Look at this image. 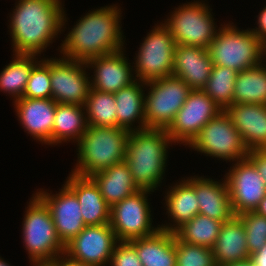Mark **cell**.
Listing matches in <instances>:
<instances>
[{
    "label": "cell",
    "mask_w": 266,
    "mask_h": 266,
    "mask_svg": "<svg viewBox=\"0 0 266 266\" xmlns=\"http://www.w3.org/2000/svg\"><path fill=\"white\" fill-rule=\"evenodd\" d=\"M84 107L89 126H117L114 93L90 89Z\"/></svg>",
    "instance_id": "obj_32"
},
{
    "label": "cell",
    "mask_w": 266,
    "mask_h": 266,
    "mask_svg": "<svg viewBox=\"0 0 266 266\" xmlns=\"http://www.w3.org/2000/svg\"><path fill=\"white\" fill-rule=\"evenodd\" d=\"M237 26L232 21L224 23L211 41L208 52L213 65L241 72L263 62L264 43L250 28Z\"/></svg>",
    "instance_id": "obj_5"
},
{
    "label": "cell",
    "mask_w": 266,
    "mask_h": 266,
    "mask_svg": "<svg viewBox=\"0 0 266 266\" xmlns=\"http://www.w3.org/2000/svg\"><path fill=\"white\" fill-rule=\"evenodd\" d=\"M263 61L266 64V44H264V57H263Z\"/></svg>",
    "instance_id": "obj_46"
},
{
    "label": "cell",
    "mask_w": 266,
    "mask_h": 266,
    "mask_svg": "<svg viewBox=\"0 0 266 266\" xmlns=\"http://www.w3.org/2000/svg\"><path fill=\"white\" fill-rule=\"evenodd\" d=\"M84 106L57 103L53 122L52 147L63 143L77 144L87 131Z\"/></svg>",
    "instance_id": "obj_28"
},
{
    "label": "cell",
    "mask_w": 266,
    "mask_h": 266,
    "mask_svg": "<svg viewBox=\"0 0 266 266\" xmlns=\"http://www.w3.org/2000/svg\"><path fill=\"white\" fill-rule=\"evenodd\" d=\"M237 73L231 68L213 65L208 82L202 88L222 110L233 104Z\"/></svg>",
    "instance_id": "obj_33"
},
{
    "label": "cell",
    "mask_w": 266,
    "mask_h": 266,
    "mask_svg": "<svg viewBox=\"0 0 266 266\" xmlns=\"http://www.w3.org/2000/svg\"><path fill=\"white\" fill-rule=\"evenodd\" d=\"M129 242L135 247L142 266H176L174 233L160 228L152 235Z\"/></svg>",
    "instance_id": "obj_26"
},
{
    "label": "cell",
    "mask_w": 266,
    "mask_h": 266,
    "mask_svg": "<svg viewBox=\"0 0 266 266\" xmlns=\"http://www.w3.org/2000/svg\"><path fill=\"white\" fill-rule=\"evenodd\" d=\"M222 109L202 90H192L166 129L175 145L187 147L207 122Z\"/></svg>",
    "instance_id": "obj_13"
},
{
    "label": "cell",
    "mask_w": 266,
    "mask_h": 266,
    "mask_svg": "<svg viewBox=\"0 0 266 266\" xmlns=\"http://www.w3.org/2000/svg\"><path fill=\"white\" fill-rule=\"evenodd\" d=\"M130 131L117 126H89L76 144L77 160L71 172L85 177L125 161Z\"/></svg>",
    "instance_id": "obj_4"
},
{
    "label": "cell",
    "mask_w": 266,
    "mask_h": 266,
    "mask_svg": "<svg viewBox=\"0 0 266 266\" xmlns=\"http://www.w3.org/2000/svg\"><path fill=\"white\" fill-rule=\"evenodd\" d=\"M25 206L22 239L29 262L54 260L65 253L46 203L34 192Z\"/></svg>",
    "instance_id": "obj_6"
},
{
    "label": "cell",
    "mask_w": 266,
    "mask_h": 266,
    "mask_svg": "<svg viewBox=\"0 0 266 266\" xmlns=\"http://www.w3.org/2000/svg\"><path fill=\"white\" fill-rule=\"evenodd\" d=\"M222 223V221L212 219L206 215L197 214L173 233L180 241L212 248L217 240Z\"/></svg>",
    "instance_id": "obj_31"
},
{
    "label": "cell",
    "mask_w": 266,
    "mask_h": 266,
    "mask_svg": "<svg viewBox=\"0 0 266 266\" xmlns=\"http://www.w3.org/2000/svg\"><path fill=\"white\" fill-rule=\"evenodd\" d=\"M266 105V64L238 72L235 79L233 104Z\"/></svg>",
    "instance_id": "obj_30"
},
{
    "label": "cell",
    "mask_w": 266,
    "mask_h": 266,
    "mask_svg": "<svg viewBox=\"0 0 266 266\" xmlns=\"http://www.w3.org/2000/svg\"><path fill=\"white\" fill-rule=\"evenodd\" d=\"M90 177L98 185L102 197L110 207L140 190L134 183L125 161L96 172Z\"/></svg>",
    "instance_id": "obj_27"
},
{
    "label": "cell",
    "mask_w": 266,
    "mask_h": 266,
    "mask_svg": "<svg viewBox=\"0 0 266 266\" xmlns=\"http://www.w3.org/2000/svg\"><path fill=\"white\" fill-rule=\"evenodd\" d=\"M172 144L175 145L164 129L130 131L125 162L140 190L159 191L166 179L168 153Z\"/></svg>",
    "instance_id": "obj_3"
},
{
    "label": "cell",
    "mask_w": 266,
    "mask_h": 266,
    "mask_svg": "<svg viewBox=\"0 0 266 266\" xmlns=\"http://www.w3.org/2000/svg\"><path fill=\"white\" fill-rule=\"evenodd\" d=\"M0 266H12V265L9 264V261L6 262V260H4V258L0 256Z\"/></svg>",
    "instance_id": "obj_45"
},
{
    "label": "cell",
    "mask_w": 266,
    "mask_h": 266,
    "mask_svg": "<svg viewBox=\"0 0 266 266\" xmlns=\"http://www.w3.org/2000/svg\"><path fill=\"white\" fill-rule=\"evenodd\" d=\"M188 147L201 155L230 164L246 159L249 152L225 110L207 122Z\"/></svg>",
    "instance_id": "obj_9"
},
{
    "label": "cell",
    "mask_w": 266,
    "mask_h": 266,
    "mask_svg": "<svg viewBox=\"0 0 266 266\" xmlns=\"http://www.w3.org/2000/svg\"><path fill=\"white\" fill-rule=\"evenodd\" d=\"M262 9V10H261ZM260 9V12L256 16L257 23L255 28H250L256 36L266 44V6L264 5L263 8Z\"/></svg>",
    "instance_id": "obj_39"
},
{
    "label": "cell",
    "mask_w": 266,
    "mask_h": 266,
    "mask_svg": "<svg viewBox=\"0 0 266 266\" xmlns=\"http://www.w3.org/2000/svg\"><path fill=\"white\" fill-rule=\"evenodd\" d=\"M12 61L0 71V92L15 101L24 95V90L33 66L40 60L34 54H15Z\"/></svg>",
    "instance_id": "obj_29"
},
{
    "label": "cell",
    "mask_w": 266,
    "mask_h": 266,
    "mask_svg": "<svg viewBox=\"0 0 266 266\" xmlns=\"http://www.w3.org/2000/svg\"><path fill=\"white\" fill-rule=\"evenodd\" d=\"M245 225L249 253L260 250L266 244V217L255 211L237 215Z\"/></svg>",
    "instance_id": "obj_36"
},
{
    "label": "cell",
    "mask_w": 266,
    "mask_h": 266,
    "mask_svg": "<svg viewBox=\"0 0 266 266\" xmlns=\"http://www.w3.org/2000/svg\"><path fill=\"white\" fill-rule=\"evenodd\" d=\"M152 193L153 191L149 190H139L110 207L109 224L118 241H131L149 236L160 229L159 225H154L151 213L148 196Z\"/></svg>",
    "instance_id": "obj_11"
},
{
    "label": "cell",
    "mask_w": 266,
    "mask_h": 266,
    "mask_svg": "<svg viewBox=\"0 0 266 266\" xmlns=\"http://www.w3.org/2000/svg\"><path fill=\"white\" fill-rule=\"evenodd\" d=\"M125 53L126 47L86 62L88 70L93 71L90 76L91 89L115 93L136 81L133 62H129Z\"/></svg>",
    "instance_id": "obj_17"
},
{
    "label": "cell",
    "mask_w": 266,
    "mask_h": 266,
    "mask_svg": "<svg viewBox=\"0 0 266 266\" xmlns=\"http://www.w3.org/2000/svg\"><path fill=\"white\" fill-rule=\"evenodd\" d=\"M49 69L52 99L56 103L84 106L91 89L86 63L50 56Z\"/></svg>",
    "instance_id": "obj_12"
},
{
    "label": "cell",
    "mask_w": 266,
    "mask_h": 266,
    "mask_svg": "<svg viewBox=\"0 0 266 266\" xmlns=\"http://www.w3.org/2000/svg\"><path fill=\"white\" fill-rule=\"evenodd\" d=\"M224 266H254L251 261L248 259L246 261H242V262H237V263H232V264H227Z\"/></svg>",
    "instance_id": "obj_44"
},
{
    "label": "cell",
    "mask_w": 266,
    "mask_h": 266,
    "mask_svg": "<svg viewBox=\"0 0 266 266\" xmlns=\"http://www.w3.org/2000/svg\"><path fill=\"white\" fill-rule=\"evenodd\" d=\"M225 112L249 151L266 149V105L232 104Z\"/></svg>",
    "instance_id": "obj_20"
},
{
    "label": "cell",
    "mask_w": 266,
    "mask_h": 266,
    "mask_svg": "<svg viewBox=\"0 0 266 266\" xmlns=\"http://www.w3.org/2000/svg\"><path fill=\"white\" fill-rule=\"evenodd\" d=\"M207 0L182 3L170 11L163 24L170 30L176 45L197 46L208 49L219 27Z\"/></svg>",
    "instance_id": "obj_7"
},
{
    "label": "cell",
    "mask_w": 266,
    "mask_h": 266,
    "mask_svg": "<svg viewBox=\"0 0 266 266\" xmlns=\"http://www.w3.org/2000/svg\"><path fill=\"white\" fill-rule=\"evenodd\" d=\"M154 25L133 58L135 78L145 83L172 75L174 65L173 36L163 22Z\"/></svg>",
    "instance_id": "obj_8"
},
{
    "label": "cell",
    "mask_w": 266,
    "mask_h": 266,
    "mask_svg": "<svg viewBox=\"0 0 266 266\" xmlns=\"http://www.w3.org/2000/svg\"><path fill=\"white\" fill-rule=\"evenodd\" d=\"M49 58L45 56L33 66L23 97L31 99L52 98Z\"/></svg>",
    "instance_id": "obj_34"
},
{
    "label": "cell",
    "mask_w": 266,
    "mask_h": 266,
    "mask_svg": "<svg viewBox=\"0 0 266 266\" xmlns=\"http://www.w3.org/2000/svg\"><path fill=\"white\" fill-rule=\"evenodd\" d=\"M35 193L49 207L57 235L66 246L86 226L75 193L65 183L55 193L45 188H39Z\"/></svg>",
    "instance_id": "obj_16"
},
{
    "label": "cell",
    "mask_w": 266,
    "mask_h": 266,
    "mask_svg": "<svg viewBox=\"0 0 266 266\" xmlns=\"http://www.w3.org/2000/svg\"><path fill=\"white\" fill-rule=\"evenodd\" d=\"M212 253L216 266L242 262L250 258L245 225L238 216L222 223Z\"/></svg>",
    "instance_id": "obj_24"
},
{
    "label": "cell",
    "mask_w": 266,
    "mask_h": 266,
    "mask_svg": "<svg viewBox=\"0 0 266 266\" xmlns=\"http://www.w3.org/2000/svg\"><path fill=\"white\" fill-rule=\"evenodd\" d=\"M145 90L146 128L164 130L192 91L186 82L174 75L147 82Z\"/></svg>",
    "instance_id": "obj_10"
},
{
    "label": "cell",
    "mask_w": 266,
    "mask_h": 266,
    "mask_svg": "<svg viewBox=\"0 0 266 266\" xmlns=\"http://www.w3.org/2000/svg\"><path fill=\"white\" fill-rule=\"evenodd\" d=\"M64 183L75 193L86 226L110 223V206L91 177L70 172Z\"/></svg>",
    "instance_id": "obj_23"
},
{
    "label": "cell",
    "mask_w": 266,
    "mask_h": 266,
    "mask_svg": "<svg viewBox=\"0 0 266 266\" xmlns=\"http://www.w3.org/2000/svg\"><path fill=\"white\" fill-rule=\"evenodd\" d=\"M259 215L265 216L266 217V195L264 198L261 200L258 208L255 210Z\"/></svg>",
    "instance_id": "obj_43"
},
{
    "label": "cell",
    "mask_w": 266,
    "mask_h": 266,
    "mask_svg": "<svg viewBox=\"0 0 266 266\" xmlns=\"http://www.w3.org/2000/svg\"><path fill=\"white\" fill-rule=\"evenodd\" d=\"M231 206L235 216L255 211L266 195L263 178L246 158L232 163L225 171Z\"/></svg>",
    "instance_id": "obj_14"
},
{
    "label": "cell",
    "mask_w": 266,
    "mask_h": 266,
    "mask_svg": "<svg viewBox=\"0 0 266 266\" xmlns=\"http://www.w3.org/2000/svg\"><path fill=\"white\" fill-rule=\"evenodd\" d=\"M176 266H216L212 248L189 244L175 237Z\"/></svg>",
    "instance_id": "obj_35"
},
{
    "label": "cell",
    "mask_w": 266,
    "mask_h": 266,
    "mask_svg": "<svg viewBox=\"0 0 266 266\" xmlns=\"http://www.w3.org/2000/svg\"><path fill=\"white\" fill-rule=\"evenodd\" d=\"M119 5L111 4L91 9L68 27L58 46L59 56L79 62L114 53L124 49L125 35L122 30V12Z\"/></svg>",
    "instance_id": "obj_2"
},
{
    "label": "cell",
    "mask_w": 266,
    "mask_h": 266,
    "mask_svg": "<svg viewBox=\"0 0 266 266\" xmlns=\"http://www.w3.org/2000/svg\"><path fill=\"white\" fill-rule=\"evenodd\" d=\"M64 2L16 0L8 20L12 52L41 57V53L46 52L47 47L67 29L68 16Z\"/></svg>",
    "instance_id": "obj_1"
},
{
    "label": "cell",
    "mask_w": 266,
    "mask_h": 266,
    "mask_svg": "<svg viewBox=\"0 0 266 266\" xmlns=\"http://www.w3.org/2000/svg\"><path fill=\"white\" fill-rule=\"evenodd\" d=\"M31 266H58V261L54 260H42V261H30Z\"/></svg>",
    "instance_id": "obj_42"
},
{
    "label": "cell",
    "mask_w": 266,
    "mask_h": 266,
    "mask_svg": "<svg viewBox=\"0 0 266 266\" xmlns=\"http://www.w3.org/2000/svg\"><path fill=\"white\" fill-rule=\"evenodd\" d=\"M109 266H142L135 247L129 241H118Z\"/></svg>",
    "instance_id": "obj_37"
},
{
    "label": "cell",
    "mask_w": 266,
    "mask_h": 266,
    "mask_svg": "<svg viewBox=\"0 0 266 266\" xmlns=\"http://www.w3.org/2000/svg\"><path fill=\"white\" fill-rule=\"evenodd\" d=\"M212 68L213 61L208 49L176 45L172 75L182 79L192 90L202 89L206 85Z\"/></svg>",
    "instance_id": "obj_21"
},
{
    "label": "cell",
    "mask_w": 266,
    "mask_h": 266,
    "mask_svg": "<svg viewBox=\"0 0 266 266\" xmlns=\"http://www.w3.org/2000/svg\"><path fill=\"white\" fill-rule=\"evenodd\" d=\"M15 115L27 135L42 145L52 146L53 122L57 103L52 98L22 97L12 101Z\"/></svg>",
    "instance_id": "obj_18"
},
{
    "label": "cell",
    "mask_w": 266,
    "mask_h": 266,
    "mask_svg": "<svg viewBox=\"0 0 266 266\" xmlns=\"http://www.w3.org/2000/svg\"><path fill=\"white\" fill-rule=\"evenodd\" d=\"M249 260L254 266H266V244L260 250L250 254Z\"/></svg>",
    "instance_id": "obj_40"
},
{
    "label": "cell",
    "mask_w": 266,
    "mask_h": 266,
    "mask_svg": "<svg viewBox=\"0 0 266 266\" xmlns=\"http://www.w3.org/2000/svg\"><path fill=\"white\" fill-rule=\"evenodd\" d=\"M117 242L110 224L85 226L65 246L64 254L90 266H109Z\"/></svg>",
    "instance_id": "obj_15"
},
{
    "label": "cell",
    "mask_w": 266,
    "mask_h": 266,
    "mask_svg": "<svg viewBox=\"0 0 266 266\" xmlns=\"http://www.w3.org/2000/svg\"><path fill=\"white\" fill-rule=\"evenodd\" d=\"M58 266H90L75 260L70 259L67 255L62 254L56 258Z\"/></svg>",
    "instance_id": "obj_41"
},
{
    "label": "cell",
    "mask_w": 266,
    "mask_h": 266,
    "mask_svg": "<svg viewBox=\"0 0 266 266\" xmlns=\"http://www.w3.org/2000/svg\"><path fill=\"white\" fill-rule=\"evenodd\" d=\"M246 158L255 166L266 186V149L250 150Z\"/></svg>",
    "instance_id": "obj_38"
},
{
    "label": "cell",
    "mask_w": 266,
    "mask_h": 266,
    "mask_svg": "<svg viewBox=\"0 0 266 266\" xmlns=\"http://www.w3.org/2000/svg\"><path fill=\"white\" fill-rule=\"evenodd\" d=\"M144 89H146V83L136 80L114 93L117 108L115 111L117 127L129 131L147 129L145 119L146 90Z\"/></svg>",
    "instance_id": "obj_25"
},
{
    "label": "cell",
    "mask_w": 266,
    "mask_h": 266,
    "mask_svg": "<svg viewBox=\"0 0 266 266\" xmlns=\"http://www.w3.org/2000/svg\"><path fill=\"white\" fill-rule=\"evenodd\" d=\"M207 177L198 176V174L183 177L195 189L199 214L222 222L231 220L235 214L224 176L221 178L222 180L218 181L210 178V176Z\"/></svg>",
    "instance_id": "obj_19"
},
{
    "label": "cell",
    "mask_w": 266,
    "mask_h": 266,
    "mask_svg": "<svg viewBox=\"0 0 266 266\" xmlns=\"http://www.w3.org/2000/svg\"><path fill=\"white\" fill-rule=\"evenodd\" d=\"M165 196H163V209L168 217V223L158 224L159 227L168 232H174L185 222L190 221L194 216L199 214L198 199L195 194V189L184 179L181 178L178 182L165 188Z\"/></svg>",
    "instance_id": "obj_22"
}]
</instances>
